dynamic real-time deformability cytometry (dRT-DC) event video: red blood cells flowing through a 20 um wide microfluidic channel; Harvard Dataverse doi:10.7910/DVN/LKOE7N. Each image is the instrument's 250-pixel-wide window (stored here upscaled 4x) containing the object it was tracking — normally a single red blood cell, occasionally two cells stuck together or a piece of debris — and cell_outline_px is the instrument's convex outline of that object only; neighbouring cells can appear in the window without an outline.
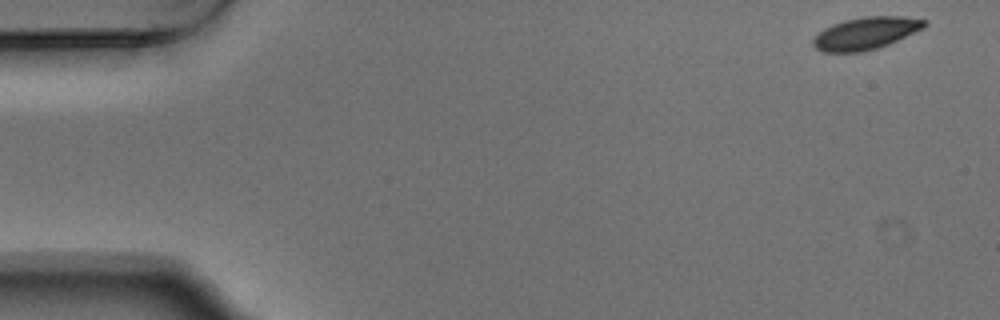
{"species": "Egyptian fruit bat (a non-hibernating species)", "species_latin": "Rousettus aegyptiacus", "temperature_condition": "warm", "stored_images_in_passage": 53, "camera_frame_rate_fps": 3000, "um_per_image_px": 0.085, "animal": {"sex": "male"}, "frame": {"image": 1, "passage_image": 1, "time_ms": 0.0, "image_size_px": [1000, 320], "cell_outline_px": [[928, 24], [924, 28], [888, 44], [864, 52], [820, 52], [812, 44], [812, 40], [824, 28], [832, 24], [844, 20], [864, 16], [904, 16], [928, 20]], "centroid_in_image_um": [73.6, 2.82], "position_along_channel_um": 11.4, "area_um2": 21.04}}
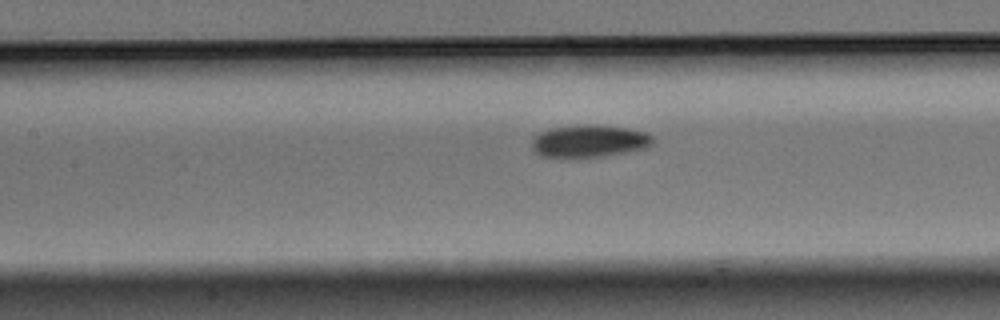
{"frame": {"image": 2, "passage_image": 23, "time_ms": 7.333, "image_size_px": [1000, 320], "cell_outline_px": [[652, 144], [648, 148], [628, 152], [604, 156], [576, 160], [560, 160], [540, 156], [532, 148], [532, 136], [540, 132], [552, 128], [588, 124], [592, 124], [624, 128], [644, 132], [652, 136]], "centroid_in_image_um": [50.01, 12.05], "position_along_channel_um": 157.4, "area_um2": 23.64}}
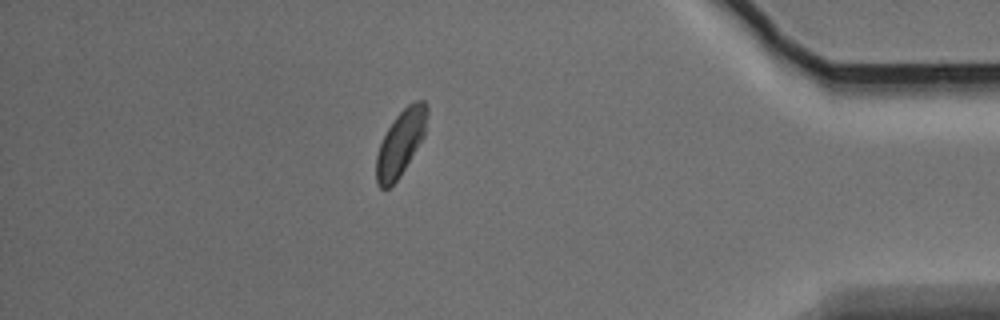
{"frame": {"image": 3, "passage_image": 46, "time_ms": 15.0, "image_size_px": [1000, 320], "cell_outline_px": [[428, 112], [424, 136], [400, 176], [388, 188], [380, 188], [376, 184], [376, 156], [380, 144], [388, 128], [396, 116], [412, 100], [424, 100], [428, 108]], "centroid_in_image_um": [34.06, 12.13], "position_along_channel_um": 401.1, "area_um2": 19.25}, "authors_computed_cell_mechanics": {"area_um2": 21.2126, "velocity_mm_per_s": 3.6919, "shape_relaxation_time_tau1_ms": 4.1141, "shape_relaxation_time_tau2_ms": null, "deformation_change_tau1": 0.0859, "deformation_change_tau2": null}}